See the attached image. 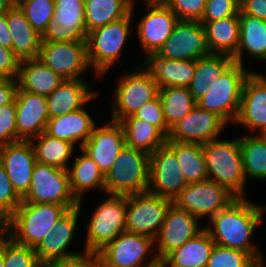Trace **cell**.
I'll return each mask as SVG.
<instances>
[{"label":"cell","instance_id":"obj_1","mask_svg":"<svg viewBox=\"0 0 266 267\" xmlns=\"http://www.w3.org/2000/svg\"><path fill=\"white\" fill-rule=\"evenodd\" d=\"M264 207L246 198L235 199L227 208L219 211L205 229L215 244L248 253L259 265L263 257L250 238L255 227L262 221Z\"/></svg>","mask_w":266,"mask_h":267},{"label":"cell","instance_id":"obj_2","mask_svg":"<svg viewBox=\"0 0 266 267\" xmlns=\"http://www.w3.org/2000/svg\"><path fill=\"white\" fill-rule=\"evenodd\" d=\"M76 206L22 202L6 221V234L16 243L35 249L60 217Z\"/></svg>","mask_w":266,"mask_h":267},{"label":"cell","instance_id":"obj_3","mask_svg":"<svg viewBox=\"0 0 266 267\" xmlns=\"http://www.w3.org/2000/svg\"><path fill=\"white\" fill-rule=\"evenodd\" d=\"M208 179L227 188L237 198H245L246 177L239 137L211 140L203 145Z\"/></svg>","mask_w":266,"mask_h":267},{"label":"cell","instance_id":"obj_4","mask_svg":"<svg viewBox=\"0 0 266 267\" xmlns=\"http://www.w3.org/2000/svg\"><path fill=\"white\" fill-rule=\"evenodd\" d=\"M150 154L124 145L105 174L107 194L130 195L147 192Z\"/></svg>","mask_w":266,"mask_h":267},{"label":"cell","instance_id":"obj_5","mask_svg":"<svg viewBox=\"0 0 266 267\" xmlns=\"http://www.w3.org/2000/svg\"><path fill=\"white\" fill-rule=\"evenodd\" d=\"M96 207L88 223L84 244V252L94 255L126 231L127 195L109 194Z\"/></svg>","mask_w":266,"mask_h":267},{"label":"cell","instance_id":"obj_6","mask_svg":"<svg viewBox=\"0 0 266 267\" xmlns=\"http://www.w3.org/2000/svg\"><path fill=\"white\" fill-rule=\"evenodd\" d=\"M133 3L131 13L118 21L98 27L88 33L87 50L90 66L96 76L106 74L110 67L120 57V53L128 35L131 33L133 17Z\"/></svg>","mask_w":266,"mask_h":267},{"label":"cell","instance_id":"obj_7","mask_svg":"<svg viewBox=\"0 0 266 267\" xmlns=\"http://www.w3.org/2000/svg\"><path fill=\"white\" fill-rule=\"evenodd\" d=\"M112 100V121L120 122L133 115L146 102L159 95V86L152 73L142 64L136 71L125 74L117 83Z\"/></svg>","mask_w":266,"mask_h":267},{"label":"cell","instance_id":"obj_8","mask_svg":"<svg viewBox=\"0 0 266 267\" xmlns=\"http://www.w3.org/2000/svg\"><path fill=\"white\" fill-rule=\"evenodd\" d=\"M250 72L251 70L234 62L209 88V92L196 102L197 105L218 114L228 123H234L240 107L243 84Z\"/></svg>","mask_w":266,"mask_h":267},{"label":"cell","instance_id":"obj_9","mask_svg":"<svg viewBox=\"0 0 266 267\" xmlns=\"http://www.w3.org/2000/svg\"><path fill=\"white\" fill-rule=\"evenodd\" d=\"M22 202L79 205L72 194L68 169L35 163L30 187Z\"/></svg>","mask_w":266,"mask_h":267},{"label":"cell","instance_id":"obj_10","mask_svg":"<svg viewBox=\"0 0 266 267\" xmlns=\"http://www.w3.org/2000/svg\"><path fill=\"white\" fill-rule=\"evenodd\" d=\"M172 203L148 191L127 195L126 231L155 239Z\"/></svg>","mask_w":266,"mask_h":267},{"label":"cell","instance_id":"obj_11","mask_svg":"<svg viewBox=\"0 0 266 267\" xmlns=\"http://www.w3.org/2000/svg\"><path fill=\"white\" fill-rule=\"evenodd\" d=\"M235 199L237 197L227 188L207 179L186 185L173 200V203L199 220L204 216H208L210 220L219 211L227 208Z\"/></svg>","mask_w":266,"mask_h":267},{"label":"cell","instance_id":"obj_12","mask_svg":"<svg viewBox=\"0 0 266 267\" xmlns=\"http://www.w3.org/2000/svg\"><path fill=\"white\" fill-rule=\"evenodd\" d=\"M37 59L64 80L82 79L90 67L87 41L41 42Z\"/></svg>","mask_w":266,"mask_h":267},{"label":"cell","instance_id":"obj_13","mask_svg":"<svg viewBox=\"0 0 266 267\" xmlns=\"http://www.w3.org/2000/svg\"><path fill=\"white\" fill-rule=\"evenodd\" d=\"M154 246L153 238L124 231L96 255L109 267H148L159 261L154 253L153 259L144 262Z\"/></svg>","mask_w":266,"mask_h":267},{"label":"cell","instance_id":"obj_14","mask_svg":"<svg viewBox=\"0 0 266 267\" xmlns=\"http://www.w3.org/2000/svg\"><path fill=\"white\" fill-rule=\"evenodd\" d=\"M186 185L176 154L166 144L150 154L148 192L173 201Z\"/></svg>","mask_w":266,"mask_h":267},{"label":"cell","instance_id":"obj_15","mask_svg":"<svg viewBox=\"0 0 266 267\" xmlns=\"http://www.w3.org/2000/svg\"><path fill=\"white\" fill-rule=\"evenodd\" d=\"M204 25L200 21L179 20L170 37L156 54L173 60H197L209 55Z\"/></svg>","mask_w":266,"mask_h":267},{"label":"cell","instance_id":"obj_16","mask_svg":"<svg viewBox=\"0 0 266 267\" xmlns=\"http://www.w3.org/2000/svg\"><path fill=\"white\" fill-rule=\"evenodd\" d=\"M148 11L137 24V35L147 57L156 54L179 19L161 0H144Z\"/></svg>","mask_w":266,"mask_h":267},{"label":"cell","instance_id":"obj_17","mask_svg":"<svg viewBox=\"0 0 266 267\" xmlns=\"http://www.w3.org/2000/svg\"><path fill=\"white\" fill-rule=\"evenodd\" d=\"M53 21L41 35L42 42L87 41L84 0H54Z\"/></svg>","mask_w":266,"mask_h":267},{"label":"cell","instance_id":"obj_18","mask_svg":"<svg viewBox=\"0 0 266 267\" xmlns=\"http://www.w3.org/2000/svg\"><path fill=\"white\" fill-rule=\"evenodd\" d=\"M199 219L186 210L172 203L155 240L156 256L162 261L169 253L180 248L185 242L194 238L203 229ZM157 240V242H156Z\"/></svg>","mask_w":266,"mask_h":267},{"label":"cell","instance_id":"obj_19","mask_svg":"<svg viewBox=\"0 0 266 267\" xmlns=\"http://www.w3.org/2000/svg\"><path fill=\"white\" fill-rule=\"evenodd\" d=\"M225 125L227 122L218 114L196 105L170 129L167 140L204 145L217 139Z\"/></svg>","mask_w":266,"mask_h":267},{"label":"cell","instance_id":"obj_20","mask_svg":"<svg viewBox=\"0 0 266 267\" xmlns=\"http://www.w3.org/2000/svg\"><path fill=\"white\" fill-rule=\"evenodd\" d=\"M266 134V77L263 74L250 72L246 77L241 95L237 117L234 121Z\"/></svg>","mask_w":266,"mask_h":267},{"label":"cell","instance_id":"obj_21","mask_svg":"<svg viewBox=\"0 0 266 267\" xmlns=\"http://www.w3.org/2000/svg\"><path fill=\"white\" fill-rule=\"evenodd\" d=\"M15 102L17 142L30 141L46 131L49 120L46 96L18 88Z\"/></svg>","mask_w":266,"mask_h":267},{"label":"cell","instance_id":"obj_22","mask_svg":"<svg viewBox=\"0 0 266 267\" xmlns=\"http://www.w3.org/2000/svg\"><path fill=\"white\" fill-rule=\"evenodd\" d=\"M2 163L16 193L23 198L29 190L36 163L31 141H18L0 148Z\"/></svg>","mask_w":266,"mask_h":267},{"label":"cell","instance_id":"obj_23","mask_svg":"<svg viewBox=\"0 0 266 267\" xmlns=\"http://www.w3.org/2000/svg\"><path fill=\"white\" fill-rule=\"evenodd\" d=\"M124 145L125 134L122 125L119 122L111 121L109 125L95 126L81 149L106 174L115 163L116 157Z\"/></svg>","mask_w":266,"mask_h":267},{"label":"cell","instance_id":"obj_24","mask_svg":"<svg viewBox=\"0 0 266 267\" xmlns=\"http://www.w3.org/2000/svg\"><path fill=\"white\" fill-rule=\"evenodd\" d=\"M82 79L65 80L52 93L46 96L49 119L60 117L84 108L86 103L98 96Z\"/></svg>","mask_w":266,"mask_h":267},{"label":"cell","instance_id":"obj_25","mask_svg":"<svg viewBox=\"0 0 266 267\" xmlns=\"http://www.w3.org/2000/svg\"><path fill=\"white\" fill-rule=\"evenodd\" d=\"M6 20L12 36L13 51L20 61L38 58L41 35L33 29L20 7L8 9Z\"/></svg>","mask_w":266,"mask_h":267},{"label":"cell","instance_id":"obj_26","mask_svg":"<svg viewBox=\"0 0 266 267\" xmlns=\"http://www.w3.org/2000/svg\"><path fill=\"white\" fill-rule=\"evenodd\" d=\"M84 109L81 108L60 117L50 118L45 132L51 137L74 145H76V142H79L81 149L96 126V122Z\"/></svg>","mask_w":266,"mask_h":267},{"label":"cell","instance_id":"obj_27","mask_svg":"<svg viewBox=\"0 0 266 267\" xmlns=\"http://www.w3.org/2000/svg\"><path fill=\"white\" fill-rule=\"evenodd\" d=\"M143 64L162 89L188 87L194 77L196 60L177 61L161 57H146Z\"/></svg>","mask_w":266,"mask_h":267},{"label":"cell","instance_id":"obj_28","mask_svg":"<svg viewBox=\"0 0 266 267\" xmlns=\"http://www.w3.org/2000/svg\"><path fill=\"white\" fill-rule=\"evenodd\" d=\"M65 80L37 58L22 60L18 70V88L22 91L48 96Z\"/></svg>","mask_w":266,"mask_h":267},{"label":"cell","instance_id":"obj_29","mask_svg":"<svg viewBox=\"0 0 266 267\" xmlns=\"http://www.w3.org/2000/svg\"><path fill=\"white\" fill-rule=\"evenodd\" d=\"M201 23L204 25L210 54H224L230 57L236 54L240 38L239 15Z\"/></svg>","mask_w":266,"mask_h":267},{"label":"cell","instance_id":"obj_30","mask_svg":"<svg viewBox=\"0 0 266 267\" xmlns=\"http://www.w3.org/2000/svg\"><path fill=\"white\" fill-rule=\"evenodd\" d=\"M240 38L236 54L232 57L235 63L244 66L243 52L252 58L266 59V21L245 15L239 11ZM243 61V62H242Z\"/></svg>","mask_w":266,"mask_h":267},{"label":"cell","instance_id":"obj_31","mask_svg":"<svg viewBox=\"0 0 266 267\" xmlns=\"http://www.w3.org/2000/svg\"><path fill=\"white\" fill-rule=\"evenodd\" d=\"M215 242L204 228L180 248L169 253L162 262L167 267H207Z\"/></svg>","mask_w":266,"mask_h":267},{"label":"cell","instance_id":"obj_32","mask_svg":"<svg viewBox=\"0 0 266 267\" xmlns=\"http://www.w3.org/2000/svg\"><path fill=\"white\" fill-rule=\"evenodd\" d=\"M234 62L232 57L224 54H209L196 60L194 77L188 86L196 102L209 92V88Z\"/></svg>","mask_w":266,"mask_h":267},{"label":"cell","instance_id":"obj_33","mask_svg":"<svg viewBox=\"0 0 266 267\" xmlns=\"http://www.w3.org/2000/svg\"><path fill=\"white\" fill-rule=\"evenodd\" d=\"M80 151L82 154L68 168L70 188L78 201L82 200L86 190L98 188L105 191V174L88 154Z\"/></svg>","mask_w":266,"mask_h":267},{"label":"cell","instance_id":"obj_34","mask_svg":"<svg viewBox=\"0 0 266 267\" xmlns=\"http://www.w3.org/2000/svg\"><path fill=\"white\" fill-rule=\"evenodd\" d=\"M125 134V145L148 154L166 144L167 138L152 124L132 115L119 122Z\"/></svg>","mask_w":266,"mask_h":267},{"label":"cell","instance_id":"obj_35","mask_svg":"<svg viewBox=\"0 0 266 267\" xmlns=\"http://www.w3.org/2000/svg\"><path fill=\"white\" fill-rule=\"evenodd\" d=\"M134 0H84L88 33L98 27L125 18L131 13Z\"/></svg>","mask_w":266,"mask_h":267},{"label":"cell","instance_id":"obj_36","mask_svg":"<svg viewBox=\"0 0 266 267\" xmlns=\"http://www.w3.org/2000/svg\"><path fill=\"white\" fill-rule=\"evenodd\" d=\"M166 145L176 154L188 184L208 179L203 145L170 140L166 141Z\"/></svg>","mask_w":266,"mask_h":267},{"label":"cell","instance_id":"obj_37","mask_svg":"<svg viewBox=\"0 0 266 267\" xmlns=\"http://www.w3.org/2000/svg\"><path fill=\"white\" fill-rule=\"evenodd\" d=\"M30 141L35 150L36 162L62 169L70 167L68 162L73 156L74 144L51 137L46 132H42Z\"/></svg>","mask_w":266,"mask_h":267},{"label":"cell","instance_id":"obj_38","mask_svg":"<svg viewBox=\"0 0 266 267\" xmlns=\"http://www.w3.org/2000/svg\"><path fill=\"white\" fill-rule=\"evenodd\" d=\"M239 143L245 177L266 180V135L240 136Z\"/></svg>","mask_w":266,"mask_h":267},{"label":"cell","instance_id":"obj_39","mask_svg":"<svg viewBox=\"0 0 266 267\" xmlns=\"http://www.w3.org/2000/svg\"><path fill=\"white\" fill-rule=\"evenodd\" d=\"M164 119L171 129L197 105L188 87H167L159 89Z\"/></svg>","mask_w":266,"mask_h":267},{"label":"cell","instance_id":"obj_40","mask_svg":"<svg viewBox=\"0 0 266 267\" xmlns=\"http://www.w3.org/2000/svg\"><path fill=\"white\" fill-rule=\"evenodd\" d=\"M73 239H59L54 231H49L45 238L34 249L39 262L43 266H52L58 263L69 262L88 255L86 252H69L68 247Z\"/></svg>","mask_w":266,"mask_h":267},{"label":"cell","instance_id":"obj_41","mask_svg":"<svg viewBox=\"0 0 266 267\" xmlns=\"http://www.w3.org/2000/svg\"><path fill=\"white\" fill-rule=\"evenodd\" d=\"M3 260L5 267H42L34 248L16 243L3 235Z\"/></svg>","mask_w":266,"mask_h":267},{"label":"cell","instance_id":"obj_42","mask_svg":"<svg viewBox=\"0 0 266 267\" xmlns=\"http://www.w3.org/2000/svg\"><path fill=\"white\" fill-rule=\"evenodd\" d=\"M19 7L33 29L40 35L46 30L47 25L53 21L54 0H25Z\"/></svg>","mask_w":266,"mask_h":267},{"label":"cell","instance_id":"obj_43","mask_svg":"<svg viewBox=\"0 0 266 267\" xmlns=\"http://www.w3.org/2000/svg\"><path fill=\"white\" fill-rule=\"evenodd\" d=\"M207 267H259V264L248 253L215 244Z\"/></svg>","mask_w":266,"mask_h":267},{"label":"cell","instance_id":"obj_44","mask_svg":"<svg viewBox=\"0 0 266 267\" xmlns=\"http://www.w3.org/2000/svg\"><path fill=\"white\" fill-rule=\"evenodd\" d=\"M22 203L2 163L0 162V216L7 221Z\"/></svg>","mask_w":266,"mask_h":267},{"label":"cell","instance_id":"obj_45","mask_svg":"<svg viewBox=\"0 0 266 267\" xmlns=\"http://www.w3.org/2000/svg\"><path fill=\"white\" fill-rule=\"evenodd\" d=\"M179 20L200 21L207 0H161Z\"/></svg>","mask_w":266,"mask_h":267},{"label":"cell","instance_id":"obj_46","mask_svg":"<svg viewBox=\"0 0 266 267\" xmlns=\"http://www.w3.org/2000/svg\"><path fill=\"white\" fill-rule=\"evenodd\" d=\"M132 116L149 122L155 126L166 138H168L170 129L164 119L161 98L159 95L155 99L146 102L135 113H133Z\"/></svg>","mask_w":266,"mask_h":267},{"label":"cell","instance_id":"obj_47","mask_svg":"<svg viewBox=\"0 0 266 267\" xmlns=\"http://www.w3.org/2000/svg\"><path fill=\"white\" fill-rule=\"evenodd\" d=\"M16 102L0 107V148L17 142Z\"/></svg>","mask_w":266,"mask_h":267},{"label":"cell","instance_id":"obj_48","mask_svg":"<svg viewBox=\"0 0 266 267\" xmlns=\"http://www.w3.org/2000/svg\"><path fill=\"white\" fill-rule=\"evenodd\" d=\"M239 0H207L205 11L200 22H212L239 15Z\"/></svg>","mask_w":266,"mask_h":267},{"label":"cell","instance_id":"obj_49","mask_svg":"<svg viewBox=\"0 0 266 267\" xmlns=\"http://www.w3.org/2000/svg\"><path fill=\"white\" fill-rule=\"evenodd\" d=\"M82 200L79 205L69 209L52 227L54 234L59 239H73L80 215Z\"/></svg>","mask_w":266,"mask_h":267},{"label":"cell","instance_id":"obj_50","mask_svg":"<svg viewBox=\"0 0 266 267\" xmlns=\"http://www.w3.org/2000/svg\"><path fill=\"white\" fill-rule=\"evenodd\" d=\"M20 62L13 50L0 45V79H17Z\"/></svg>","mask_w":266,"mask_h":267},{"label":"cell","instance_id":"obj_51","mask_svg":"<svg viewBox=\"0 0 266 267\" xmlns=\"http://www.w3.org/2000/svg\"><path fill=\"white\" fill-rule=\"evenodd\" d=\"M240 10L252 17L266 21V0H239Z\"/></svg>","mask_w":266,"mask_h":267},{"label":"cell","instance_id":"obj_52","mask_svg":"<svg viewBox=\"0 0 266 267\" xmlns=\"http://www.w3.org/2000/svg\"><path fill=\"white\" fill-rule=\"evenodd\" d=\"M17 89V79H0V107L15 100Z\"/></svg>","mask_w":266,"mask_h":267},{"label":"cell","instance_id":"obj_53","mask_svg":"<svg viewBox=\"0 0 266 267\" xmlns=\"http://www.w3.org/2000/svg\"><path fill=\"white\" fill-rule=\"evenodd\" d=\"M51 267H99V257L94 254H88L79 259L58 263Z\"/></svg>","mask_w":266,"mask_h":267},{"label":"cell","instance_id":"obj_54","mask_svg":"<svg viewBox=\"0 0 266 267\" xmlns=\"http://www.w3.org/2000/svg\"><path fill=\"white\" fill-rule=\"evenodd\" d=\"M0 45L13 50L12 36L8 30L6 12H0Z\"/></svg>","mask_w":266,"mask_h":267},{"label":"cell","instance_id":"obj_55","mask_svg":"<svg viewBox=\"0 0 266 267\" xmlns=\"http://www.w3.org/2000/svg\"><path fill=\"white\" fill-rule=\"evenodd\" d=\"M12 7H14V5L9 0H0V12H6Z\"/></svg>","mask_w":266,"mask_h":267},{"label":"cell","instance_id":"obj_56","mask_svg":"<svg viewBox=\"0 0 266 267\" xmlns=\"http://www.w3.org/2000/svg\"><path fill=\"white\" fill-rule=\"evenodd\" d=\"M6 234V221L0 216V237Z\"/></svg>","mask_w":266,"mask_h":267},{"label":"cell","instance_id":"obj_57","mask_svg":"<svg viewBox=\"0 0 266 267\" xmlns=\"http://www.w3.org/2000/svg\"><path fill=\"white\" fill-rule=\"evenodd\" d=\"M0 267H5L3 260V236L0 237Z\"/></svg>","mask_w":266,"mask_h":267},{"label":"cell","instance_id":"obj_58","mask_svg":"<svg viewBox=\"0 0 266 267\" xmlns=\"http://www.w3.org/2000/svg\"><path fill=\"white\" fill-rule=\"evenodd\" d=\"M14 6H19L25 0H9Z\"/></svg>","mask_w":266,"mask_h":267},{"label":"cell","instance_id":"obj_59","mask_svg":"<svg viewBox=\"0 0 266 267\" xmlns=\"http://www.w3.org/2000/svg\"><path fill=\"white\" fill-rule=\"evenodd\" d=\"M148 267H167L162 261H158L156 264Z\"/></svg>","mask_w":266,"mask_h":267},{"label":"cell","instance_id":"obj_60","mask_svg":"<svg viewBox=\"0 0 266 267\" xmlns=\"http://www.w3.org/2000/svg\"><path fill=\"white\" fill-rule=\"evenodd\" d=\"M99 267H109L107 264H105L100 258H99Z\"/></svg>","mask_w":266,"mask_h":267},{"label":"cell","instance_id":"obj_61","mask_svg":"<svg viewBox=\"0 0 266 267\" xmlns=\"http://www.w3.org/2000/svg\"><path fill=\"white\" fill-rule=\"evenodd\" d=\"M263 263H264V262H262V263L259 265V267H263V265H264Z\"/></svg>","mask_w":266,"mask_h":267}]
</instances>
